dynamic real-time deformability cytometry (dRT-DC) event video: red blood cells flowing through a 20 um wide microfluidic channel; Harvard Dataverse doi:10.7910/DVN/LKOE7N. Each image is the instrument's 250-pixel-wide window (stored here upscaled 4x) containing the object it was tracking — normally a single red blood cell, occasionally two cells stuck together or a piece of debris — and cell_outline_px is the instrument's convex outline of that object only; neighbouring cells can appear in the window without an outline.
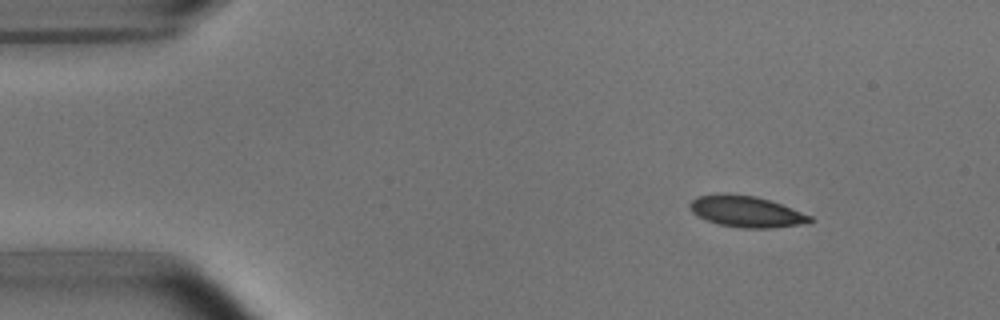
{"species": "common noctule bat (a hibernating species)", "species_latin": "Nyctalus noctula", "temperature_condition": "room temperature", "stored_images_in_passage": 6, "camera_frame_rate_fps": 3000, "um_per_image_px": 0.085, "animal": {"sex": "male", "body_mass_g": 15.6}, "frame": {"image": 1, "passage_image": 1, "time_ms": 0.0, "image_size_px": [1000, 320], "cell_outline_px": [[812, 220], [808, 224], [772, 228], [740, 228], [720, 224], [708, 220], [692, 212], [688, 204], [696, 196], [720, 192], [756, 196], [780, 204], [812, 216]], "centroid_in_image_um": [63.43, 17.97], "position_along_channel_um": 21.6, "area_um2": 21.91}}
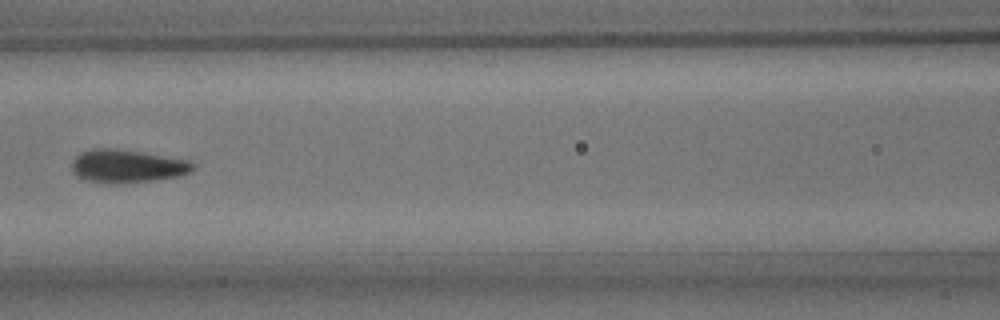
{"frame": {"image": 2, "passage_image": 6, "time_ms": 5.667, "image_size_px": [1000, 320], "cell_outline_px": [[196, 168], [192, 172], [180, 176], [152, 180], [112, 184], [84, 180], [76, 176], [72, 172], [72, 160], [80, 152], [92, 148], [112, 148], [140, 152], [188, 160], [196, 164]], "centroid_in_image_um": [10.79, 14.12], "position_along_channel_um": 155.8, "area_um2": 23.52}}